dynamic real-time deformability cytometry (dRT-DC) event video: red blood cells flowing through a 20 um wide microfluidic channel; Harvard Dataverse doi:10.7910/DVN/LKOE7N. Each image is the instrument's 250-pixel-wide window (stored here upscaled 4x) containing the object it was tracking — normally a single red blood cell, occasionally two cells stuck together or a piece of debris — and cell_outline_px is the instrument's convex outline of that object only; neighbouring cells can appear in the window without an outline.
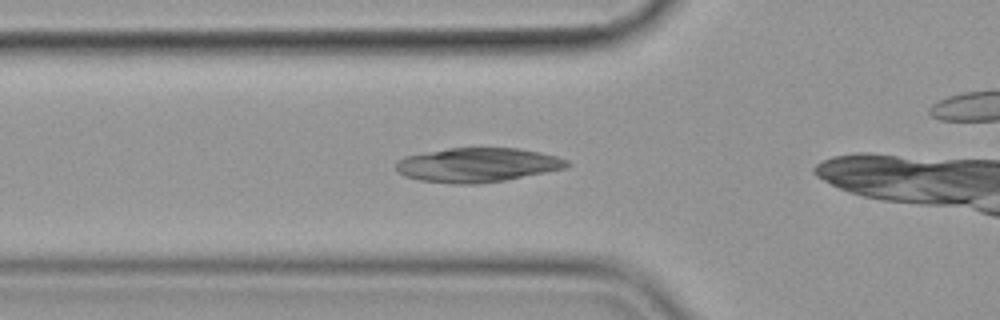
{"species": "common noctule bat (a hibernating species)", "species_latin": "Nyctalus noctula", "temperature_condition": "cold", "stored_images_in_passage": 29, "camera_frame_rate_fps": 3000, "um_per_image_px": 0.085, "animal": {"sex": "female", "body_mass_g": 19.9}, "frame": {"image": 1, "passage_image": 14, "time_ms": 4.333, "image_size_px": [1000, 320], "cell_outline_px": [[572, 164], [564, 168], [504, 180], [480, 184], [456, 184], [420, 180], [404, 176], [396, 168], [396, 160], [404, 156], [448, 148], [516, 148], [556, 156], [568, 160]], "centroid_in_image_um": [40.54, 14.02], "position_along_channel_um": 85.3, "area_um2": 33.87}}
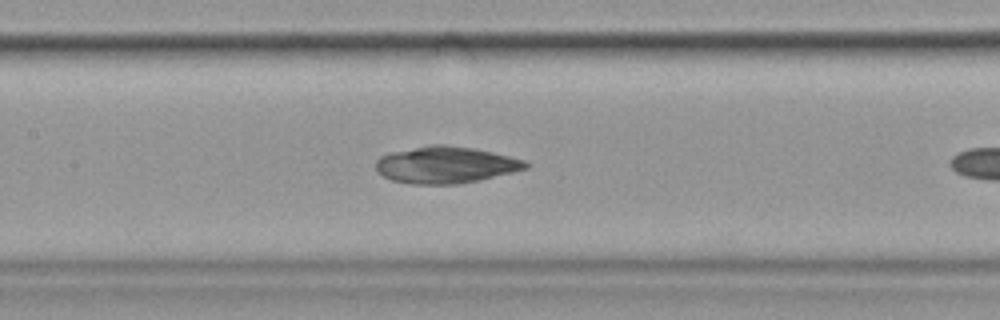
{"frame": {"image": 2, "passage_image": 21, "time_ms": 6.667, "image_size_px": [1000, 320], "cell_outline_px": [[532, 164], [528, 168], [480, 180], [456, 184], [412, 184], [392, 180], [376, 172], [376, 160], [380, 156], [392, 152], [432, 144], [444, 144], [472, 148], [492, 152], [524, 160]], "centroid_in_image_um": [37.88, 14.01], "position_along_channel_um": 169.5, "area_um2": 32.02}}
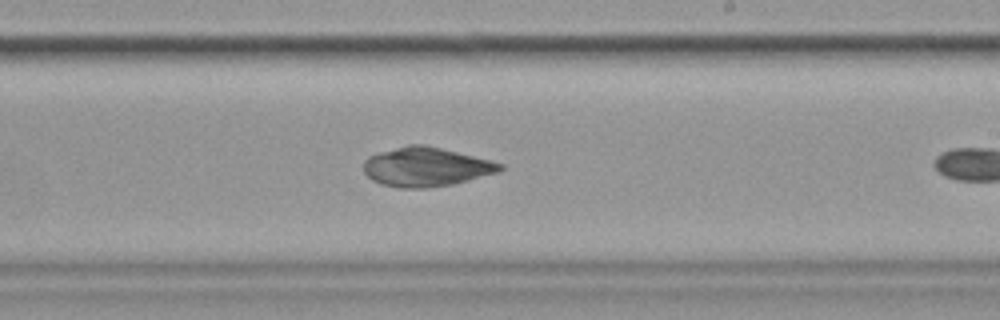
{"frame": {"image": 3, "passage_image": 28, "time_ms": 9.0, "image_size_px": [1000, 320], "cell_outline_px": [[504, 168], [496, 172], [468, 180], [452, 184], [424, 188], [396, 188], [380, 184], [372, 180], [364, 172], [364, 160], [368, 156], [380, 152], [408, 144], [424, 144], [492, 160], [504, 164]], "centroid_in_image_um": [36.19, 14.18], "position_along_channel_um": 252.8, "area_um2": 31.1}}